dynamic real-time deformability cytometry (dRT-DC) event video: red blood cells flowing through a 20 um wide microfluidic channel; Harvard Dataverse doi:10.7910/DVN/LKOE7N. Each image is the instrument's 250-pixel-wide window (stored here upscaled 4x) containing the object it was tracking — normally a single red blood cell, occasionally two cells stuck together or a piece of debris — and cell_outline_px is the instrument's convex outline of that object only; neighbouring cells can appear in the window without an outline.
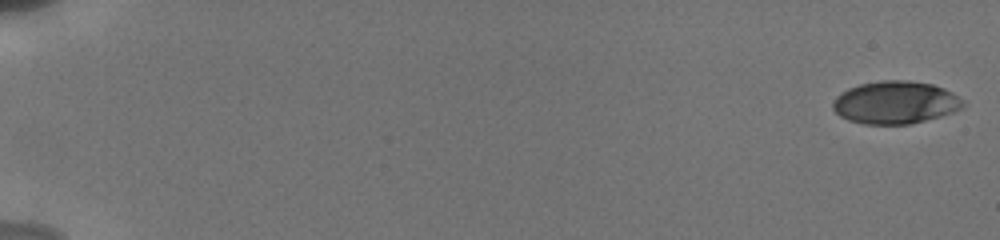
{"species": "human", "species_latin": "Homo sapiens", "temperature_condition": "cold", "stored_images_in_passage": 14, "camera_frame_rate_fps": 3000, "um_per_image_px": 0.085, "donor": {"sex": "male"}, "frame": {"image": 1, "passage_image": 1, "time_ms": 0.0, "image_size_px": [1000, 240], "cell_outline_px": [[964, 108], [940, 116], [912, 124], [864, 124], [848, 120], [840, 116], [832, 108], [832, 104], [836, 96], [840, 92], [848, 88], [860, 84], [880, 80], [908, 80], [932, 84], [944, 88], [952, 92], [964, 100]], "centroid_in_image_um": [76.1, 8.71], "position_along_channel_um": 8.9, "area_um2": 32.6}}
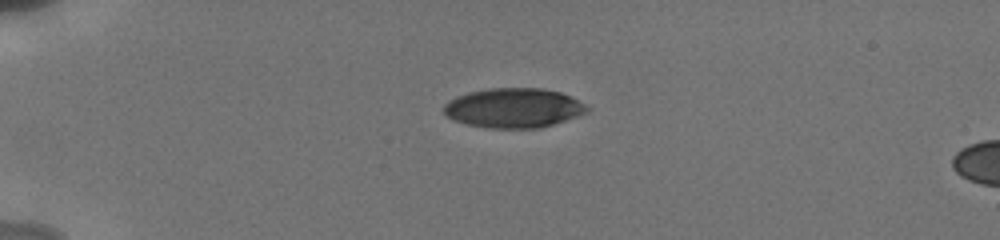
{"frame": {"image": 2, "passage_image": 11, "time_ms": 4.667, "image_size_px": [1000, 240], "cell_outline_px": [[588, 112], [540, 128], [488, 128], [468, 124], [452, 120], [444, 112], [444, 104], [448, 100], [456, 96], [468, 92], [488, 88], [544, 88], [560, 92], [572, 96], [584, 104], [588, 108]], "centroid_in_image_um": [43.63, 9.16], "position_along_channel_um": 41.4, "area_um2": 33.06}}